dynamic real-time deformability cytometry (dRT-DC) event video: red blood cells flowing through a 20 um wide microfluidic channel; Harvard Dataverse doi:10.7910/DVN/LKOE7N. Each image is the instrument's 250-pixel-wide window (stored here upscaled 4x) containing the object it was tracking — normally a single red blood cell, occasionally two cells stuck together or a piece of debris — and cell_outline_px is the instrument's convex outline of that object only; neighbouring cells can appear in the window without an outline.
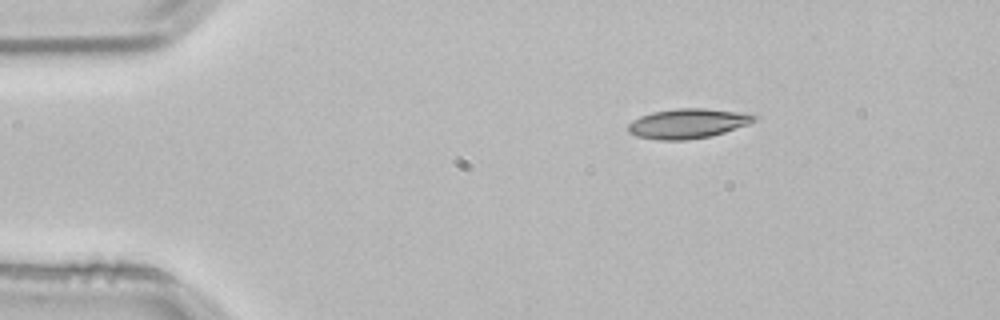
{"species": "common noctule bat (a hibernating species)", "species_latin": "Nyctalus noctula", "temperature_condition": "room temperature", "stored_images_in_passage": 2, "camera_frame_rate_fps": 3000, "um_per_image_px": 0.085, "animal": {"sex": "male", "body_mass_g": 21.5, "forearm_length_mm": 52.0}, "frame": {"image": 1, "passage_image": 1, "time_ms": 0.0, "image_size_px": [1000, 320], "cell_outline_px": [[756, 120], [748, 124], [712, 136], [688, 140], [656, 140], [636, 136], [628, 132], [628, 124], [632, 120], [640, 116], [652, 112], [676, 108], [704, 108], [740, 112], [756, 116]], "centroid_in_image_um": [58.41, 10.5], "position_along_channel_um": 26.6, "area_um2": 21.91}}